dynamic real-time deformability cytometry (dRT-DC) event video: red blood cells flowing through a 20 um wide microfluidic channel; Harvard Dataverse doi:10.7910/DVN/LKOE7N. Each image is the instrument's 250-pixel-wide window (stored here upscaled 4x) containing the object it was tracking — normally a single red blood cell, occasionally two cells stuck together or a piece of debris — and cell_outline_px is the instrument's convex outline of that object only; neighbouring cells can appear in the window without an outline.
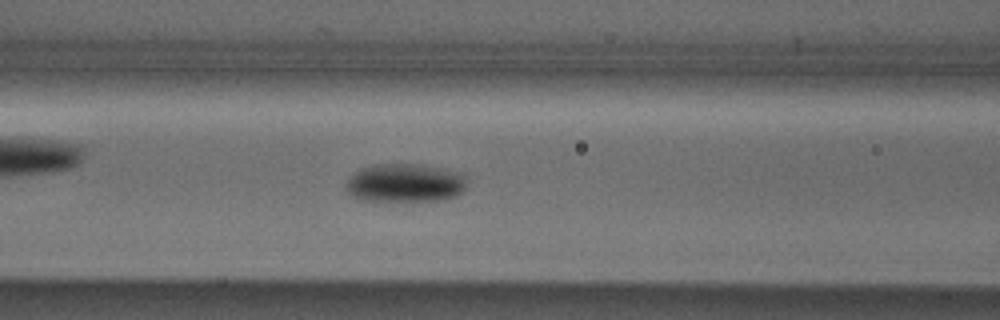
{"species": "Egyptian fruit bat (a non-hibernating species)", "species_latin": "Rousettus aegyptiacus", "temperature_condition": "cold", "stored_images_in_passage": 53, "camera_frame_rate_fps": 3000, "um_per_image_px": 0.085, "animal": {"sex": "male"}, "frame": {"image": 1, "passage_image": 21, "time_ms": 6.667, "image_size_px": [1000, 320], "cell_outline_px": [[464, 188], [456, 196], [440, 200], [360, 200], [352, 196], [348, 192], [348, 180], [356, 172], [364, 168], [380, 164], [420, 164], [456, 172], [464, 176]], "centroid_in_image_um": [34.42, 15.55], "position_along_channel_um": 132.2, "area_um2": 26.3}}
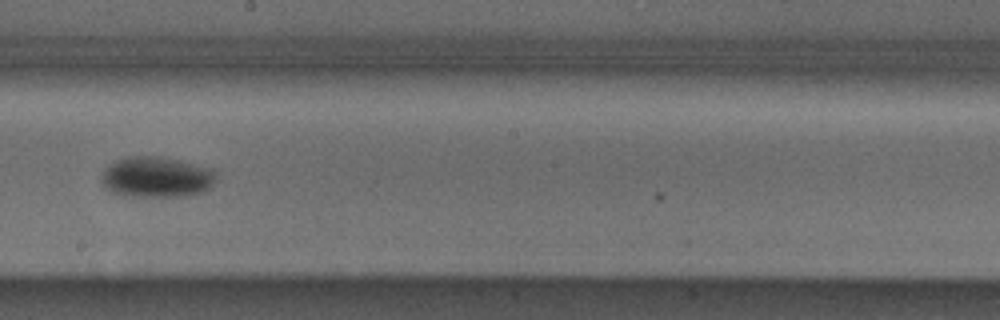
{"frame": {"image": 2, "passage_image": 29, "time_ms": 9.333, "image_size_px": [1000, 320], "cell_outline_px": [[216, 180], [212, 188], [204, 192], [188, 196], [124, 196], [112, 192], [104, 188], [100, 184], [100, 176], [116, 160], [124, 156], [152, 156], [176, 160], [208, 168], [216, 176]], "centroid_in_image_um": [13.27, 15.08], "position_along_channel_um": 234.9, "area_um2": 27.17}}
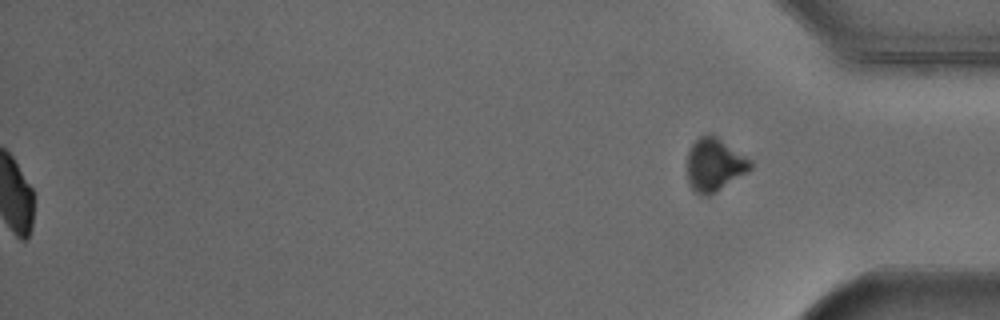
{"frame": {"image": 3, "passage_image": 53, "time_ms": 17.333, "image_size_px": [1000, 320], "cell_outline_px": [[752, 168], [716, 192], [708, 196], [700, 196], [692, 188], [688, 180], [688, 152], [692, 144], [700, 136], [708, 132], [716, 136], [752, 160]], "centroid_in_image_um": [60.72, 13.99], "position_along_channel_um": 374.5, "area_um2": 19.42}, "authors_computed_cell_mechanics": {"area_um2": 23.5824, "velocity_mm_per_s": 3.8567, "shape_relaxation_time_tau1_ms": 2.9832, "shape_relaxation_time_tau2_ms": null, "deformation_change_tau1": 0.0687, "deformation_change_tau2": null}}